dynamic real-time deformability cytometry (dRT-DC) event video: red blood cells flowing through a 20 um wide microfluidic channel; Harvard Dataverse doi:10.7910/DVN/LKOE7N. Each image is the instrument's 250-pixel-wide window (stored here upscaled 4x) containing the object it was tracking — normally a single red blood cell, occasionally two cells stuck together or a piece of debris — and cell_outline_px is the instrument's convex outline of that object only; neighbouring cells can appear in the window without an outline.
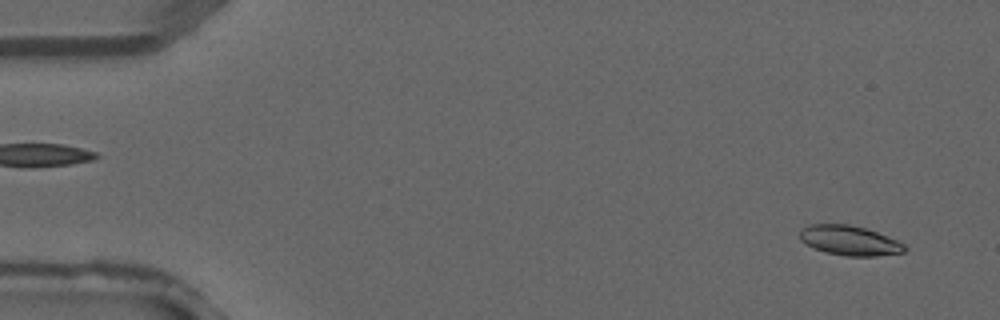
{"species": "common noctule bat (a hibernating species)", "species_latin": "Nyctalus noctula", "temperature_condition": "warm", "stored_images_in_passage": 5, "segment_of_instrument_passage": [2, 2], "camera_frame_rate_fps": 3000, "um_per_image_px": 0.085, "animal": {"sex": "male", "forearm_length_mm": 52.5}, "frame": {"image": 1, "passage_image": 5, "time_ms": 1.333, "image_size_px": [1000, 320], "cell_outline_px": [[908, 248], [904, 252], [876, 256], [848, 256], [824, 252], [812, 248], [800, 240], [800, 228], [808, 224], [848, 224], [864, 228], [876, 232], [896, 240], [904, 244]], "centroid_in_image_um": [72.17, 20.44], "position_along_channel_um": 12.8, "area_um2": 18.21}}